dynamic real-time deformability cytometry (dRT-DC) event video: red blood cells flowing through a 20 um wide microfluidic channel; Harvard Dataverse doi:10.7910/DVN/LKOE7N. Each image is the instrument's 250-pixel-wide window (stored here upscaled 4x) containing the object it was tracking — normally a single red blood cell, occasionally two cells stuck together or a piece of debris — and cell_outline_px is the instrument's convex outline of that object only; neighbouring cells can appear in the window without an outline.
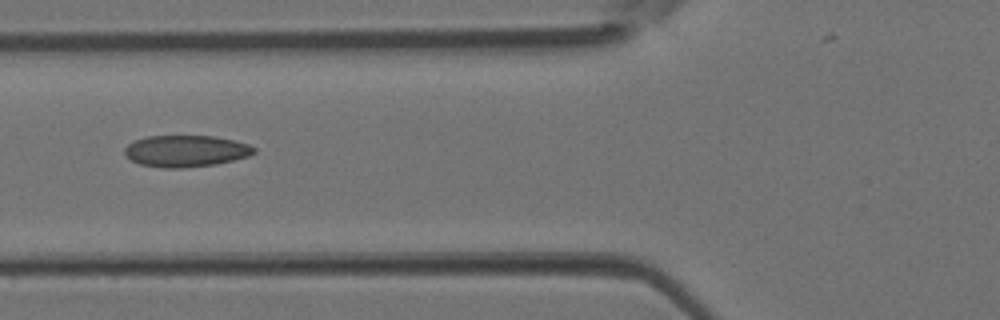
{"species": "Egyptian fruit bat (a non-hibernating species)", "species_latin": "Rousettus aegyptiacus", "temperature_condition": "room temperature", "stored_images_in_passage": 4, "camera_frame_rate_fps": 3000, "um_per_image_px": 0.085, "animal": {"sex": "female"}, "frame": {"image": 1, "passage_image": 4, "time_ms": 1.0, "image_size_px": [1000, 320], "cell_outline_px": [[256, 152], [248, 156], [216, 164], [184, 168], [160, 168], [140, 164], [132, 160], [124, 152], [124, 148], [128, 144], [136, 140], [148, 136], [216, 136], [248, 144], [256, 148]], "centroid_in_image_um": [15.8, 12.84], "position_along_channel_um": 110.0, "area_um2": 23.76}}